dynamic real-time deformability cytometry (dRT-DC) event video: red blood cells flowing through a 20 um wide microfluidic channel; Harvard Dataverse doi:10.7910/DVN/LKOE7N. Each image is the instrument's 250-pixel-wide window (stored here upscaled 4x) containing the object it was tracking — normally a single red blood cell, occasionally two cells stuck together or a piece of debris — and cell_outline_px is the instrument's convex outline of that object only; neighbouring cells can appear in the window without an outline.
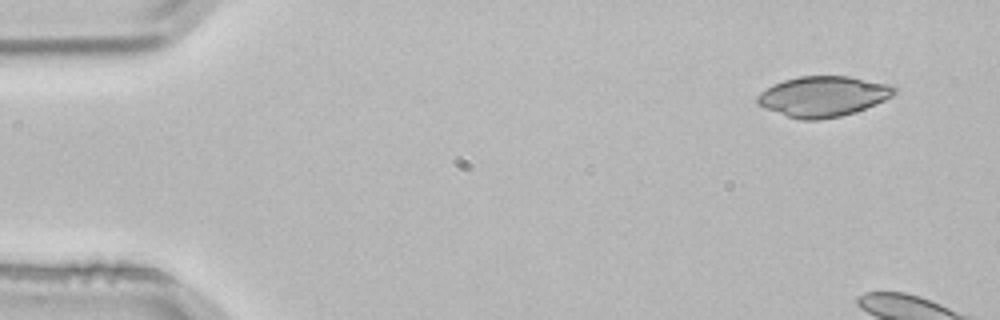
{"species": "common noctule bat (a hibernating species)", "species_latin": "Nyctalus noctula", "temperature_condition": "room temperature", "stored_images_in_passage": 4, "segment_of_instrument_passage": [2, 2], "camera_frame_rate_fps": 3000, "um_per_image_px": 0.085, "animal": {"sex": "male", "body_mass_g": 21.5, "forearm_length_mm": 52.0}, "frame": {"image": 1, "passage_image": 4, "time_ms": 1.0, "image_size_px": [1000, 320], "cell_outline_px": [[896, 92], [892, 96], [876, 104], [840, 116], [820, 120], [800, 120], [764, 108], [756, 104], [756, 96], [760, 92], [772, 84], [784, 80], [800, 76], [848, 76], [888, 84], [896, 88]], "centroid_in_image_um": [69.91, 8.19], "position_along_channel_um": 15.1, "area_um2": 32.14}}